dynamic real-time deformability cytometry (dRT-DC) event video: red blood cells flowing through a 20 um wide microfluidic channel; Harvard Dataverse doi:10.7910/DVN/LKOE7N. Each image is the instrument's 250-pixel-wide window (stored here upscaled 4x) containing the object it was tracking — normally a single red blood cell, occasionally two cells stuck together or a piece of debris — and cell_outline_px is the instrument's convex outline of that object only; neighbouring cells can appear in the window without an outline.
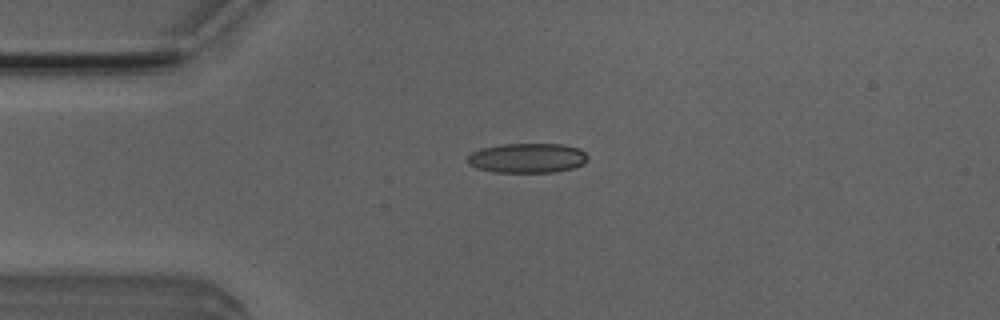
{"species": "Egyptian fruit bat (a non-hibernating species)", "species_latin": "Rousettus aegyptiacus", "temperature_condition": "room temperature", "stored_images_in_passage": 6, "camera_frame_rate_fps": 3000, "um_per_image_px": 0.085, "animal": {"sex": "male"}, "frame": {"image": 1, "passage_image": 4, "time_ms": 3.667, "image_size_px": [1000, 320], "cell_outline_px": [[588, 160], [572, 168], [552, 172], [492, 172], [476, 168], [468, 164], [468, 156], [472, 152], [480, 148], [500, 144], [564, 144], [580, 148], [588, 156]], "centroid_in_image_um": [44.8, 13.42], "position_along_channel_um": 40.2, "area_um2": 20.87}}